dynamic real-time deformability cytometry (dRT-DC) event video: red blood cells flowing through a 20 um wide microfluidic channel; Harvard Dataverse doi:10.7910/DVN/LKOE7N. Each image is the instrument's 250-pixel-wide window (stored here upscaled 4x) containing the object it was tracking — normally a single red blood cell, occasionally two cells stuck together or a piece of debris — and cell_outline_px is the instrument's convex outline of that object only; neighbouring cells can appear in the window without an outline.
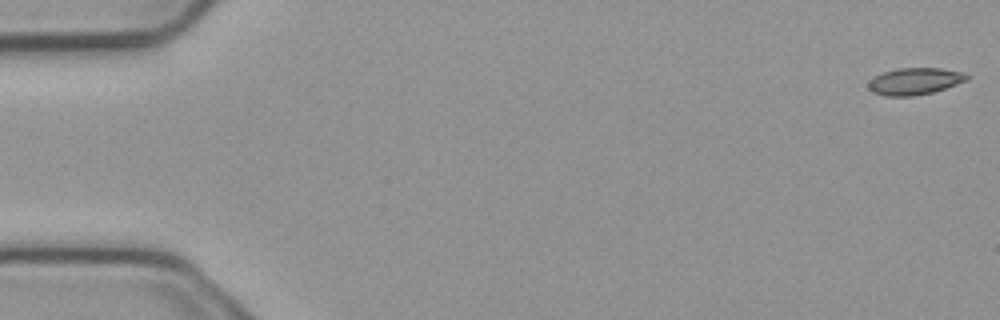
{"species": "common noctule bat (a hibernating species)", "species_latin": "Nyctalus noctula", "temperature_condition": "cold", "stored_images_in_passage": 5, "camera_frame_rate_fps": 3000, "um_per_image_px": 0.085, "animal": {"sex": "male", "body_mass_g": 23.1, "forearm_length_mm": 52.7}, "frame": {"image": 1, "passage_image": 1, "time_ms": 0.0, "image_size_px": [1000, 320], "cell_outline_px": [[972, 76], [968, 80], [932, 92], [912, 96], [884, 96], [872, 92], [868, 88], [868, 80], [872, 76], [896, 68], [940, 68], [960, 72]], "centroid_in_image_um": [77.7, 6.9], "position_along_channel_um": 7.3, "area_um2": 15.49}}
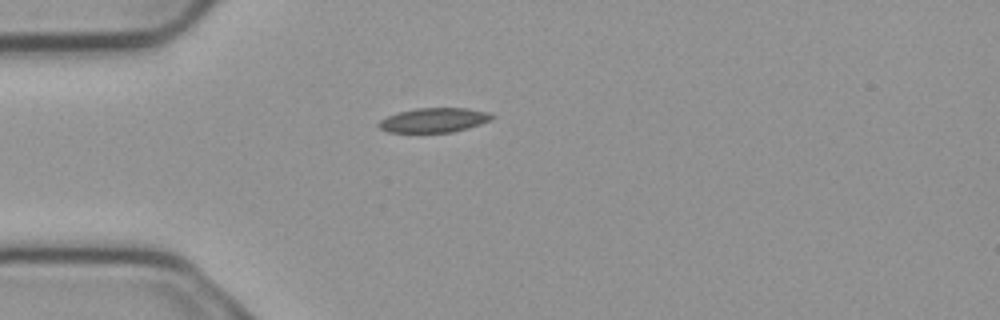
{"frame": {"image": 2, "passage_image": 5, "time_ms": 1.333, "image_size_px": [1000, 320], "cell_outline_px": [[496, 116], [492, 120], [468, 128], [452, 132], [388, 132], [380, 128], [376, 124], [380, 120], [388, 116], [400, 112], [416, 108], [468, 108], [488, 112]], "centroid_in_image_um": [36.92, 10.21], "position_along_channel_um": 48.1, "area_um2": 16.13}}